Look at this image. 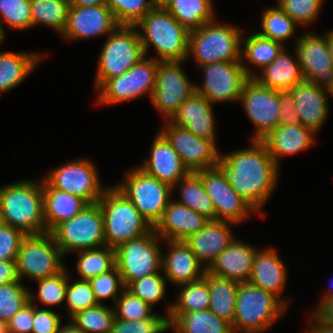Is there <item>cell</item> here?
<instances>
[{"label": "cell", "instance_id": "43", "mask_svg": "<svg viewBox=\"0 0 333 333\" xmlns=\"http://www.w3.org/2000/svg\"><path fill=\"white\" fill-rule=\"evenodd\" d=\"M71 320L83 333H111L115 314L113 306L98 304L77 313Z\"/></svg>", "mask_w": 333, "mask_h": 333}, {"label": "cell", "instance_id": "55", "mask_svg": "<svg viewBox=\"0 0 333 333\" xmlns=\"http://www.w3.org/2000/svg\"><path fill=\"white\" fill-rule=\"evenodd\" d=\"M279 124L278 126L301 124L299 113L296 111L294 94L291 90L279 91Z\"/></svg>", "mask_w": 333, "mask_h": 333}, {"label": "cell", "instance_id": "57", "mask_svg": "<svg viewBox=\"0 0 333 333\" xmlns=\"http://www.w3.org/2000/svg\"><path fill=\"white\" fill-rule=\"evenodd\" d=\"M312 313L321 322L333 326V299H319Z\"/></svg>", "mask_w": 333, "mask_h": 333}, {"label": "cell", "instance_id": "63", "mask_svg": "<svg viewBox=\"0 0 333 333\" xmlns=\"http://www.w3.org/2000/svg\"><path fill=\"white\" fill-rule=\"evenodd\" d=\"M327 38V44L329 47L331 59H332V65H333V29L326 30L324 33Z\"/></svg>", "mask_w": 333, "mask_h": 333}, {"label": "cell", "instance_id": "48", "mask_svg": "<svg viewBox=\"0 0 333 333\" xmlns=\"http://www.w3.org/2000/svg\"><path fill=\"white\" fill-rule=\"evenodd\" d=\"M277 5L300 27L312 26L320 17L324 0H276Z\"/></svg>", "mask_w": 333, "mask_h": 333}, {"label": "cell", "instance_id": "59", "mask_svg": "<svg viewBox=\"0 0 333 333\" xmlns=\"http://www.w3.org/2000/svg\"><path fill=\"white\" fill-rule=\"evenodd\" d=\"M308 318L310 326H308L303 333H333V326L321 322L313 313Z\"/></svg>", "mask_w": 333, "mask_h": 333}, {"label": "cell", "instance_id": "37", "mask_svg": "<svg viewBox=\"0 0 333 333\" xmlns=\"http://www.w3.org/2000/svg\"><path fill=\"white\" fill-rule=\"evenodd\" d=\"M178 287L176 302H169L167 305L166 313L169 315H181L199 310H209L210 304V291L207 279H201L185 283Z\"/></svg>", "mask_w": 333, "mask_h": 333}, {"label": "cell", "instance_id": "26", "mask_svg": "<svg viewBox=\"0 0 333 333\" xmlns=\"http://www.w3.org/2000/svg\"><path fill=\"white\" fill-rule=\"evenodd\" d=\"M213 106L204 96L195 92L181 104L170 121L200 138L212 140L217 145Z\"/></svg>", "mask_w": 333, "mask_h": 333}, {"label": "cell", "instance_id": "19", "mask_svg": "<svg viewBox=\"0 0 333 333\" xmlns=\"http://www.w3.org/2000/svg\"><path fill=\"white\" fill-rule=\"evenodd\" d=\"M205 187L209 197L212 199L216 221H225L238 225L251 216L258 214L251 205L237 194L227 182L224 174L218 167L199 170L196 172Z\"/></svg>", "mask_w": 333, "mask_h": 333}, {"label": "cell", "instance_id": "38", "mask_svg": "<svg viewBox=\"0 0 333 333\" xmlns=\"http://www.w3.org/2000/svg\"><path fill=\"white\" fill-rule=\"evenodd\" d=\"M166 10L189 31L218 18L214 0H174Z\"/></svg>", "mask_w": 333, "mask_h": 333}, {"label": "cell", "instance_id": "6", "mask_svg": "<svg viewBox=\"0 0 333 333\" xmlns=\"http://www.w3.org/2000/svg\"><path fill=\"white\" fill-rule=\"evenodd\" d=\"M98 202L103 215L105 246L116 249L154 229L113 184L105 189Z\"/></svg>", "mask_w": 333, "mask_h": 333}, {"label": "cell", "instance_id": "44", "mask_svg": "<svg viewBox=\"0 0 333 333\" xmlns=\"http://www.w3.org/2000/svg\"><path fill=\"white\" fill-rule=\"evenodd\" d=\"M68 271L66 313L69 320L77 313L98 305L91 284L87 280L74 279ZM72 277V278H71ZM73 280V281H72Z\"/></svg>", "mask_w": 333, "mask_h": 333}, {"label": "cell", "instance_id": "34", "mask_svg": "<svg viewBox=\"0 0 333 333\" xmlns=\"http://www.w3.org/2000/svg\"><path fill=\"white\" fill-rule=\"evenodd\" d=\"M168 322L174 333H234L230 323L210 310L169 315Z\"/></svg>", "mask_w": 333, "mask_h": 333}, {"label": "cell", "instance_id": "45", "mask_svg": "<svg viewBox=\"0 0 333 333\" xmlns=\"http://www.w3.org/2000/svg\"><path fill=\"white\" fill-rule=\"evenodd\" d=\"M0 24L4 32L5 25L14 31L32 29L30 0H0Z\"/></svg>", "mask_w": 333, "mask_h": 333}, {"label": "cell", "instance_id": "11", "mask_svg": "<svg viewBox=\"0 0 333 333\" xmlns=\"http://www.w3.org/2000/svg\"><path fill=\"white\" fill-rule=\"evenodd\" d=\"M64 257L50 232L26 235L16 259L19 280L32 282L60 273L66 267Z\"/></svg>", "mask_w": 333, "mask_h": 333}, {"label": "cell", "instance_id": "42", "mask_svg": "<svg viewBox=\"0 0 333 333\" xmlns=\"http://www.w3.org/2000/svg\"><path fill=\"white\" fill-rule=\"evenodd\" d=\"M261 13V29L257 33L263 37L278 41L284 46L295 37L299 25L293 21L277 4L264 7Z\"/></svg>", "mask_w": 333, "mask_h": 333}, {"label": "cell", "instance_id": "46", "mask_svg": "<svg viewBox=\"0 0 333 333\" xmlns=\"http://www.w3.org/2000/svg\"><path fill=\"white\" fill-rule=\"evenodd\" d=\"M167 284L168 280L160 270L156 274L132 281L126 289L153 308L155 304H159L162 299L166 298Z\"/></svg>", "mask_w": 333, "mask_h": 333}, {"label": "cell", "instance_id": "8", "mask_svg": "<svg viewBox=\"0 0 333 333\" xmlns=\"http://www.w3.org/2000/svg\"><path fill=\"white\" fill-rule=\"evenodd\" d=\"M125 178L113 185L123 193L134 207L154 227L173 199L172 186L148 175L138 166L126 171Z\"/></svg>", "mask_w": 333, "mask_h": 333}, {"label": "cell", "instance_id": "50", "mask_svg": "<svg viewBox=\"0 0 333 333\" xmlns=\"http://www.w3.org/2000/svg\"><path fill=\"white\" fill-rule=\"evenodd\" d=\"M115 318L134 321L151 318L153 308L126 288L113 305Z\"/></svg>", "mask_w": 333, "mask_h": 333}, {"label": "cell", "instance_id": "7", "mask_svg": "<svg viewBox=\"0 0 333 333\" xmlns=\"http://www.w3.org/2000/svg\"><path fill=\"white\" fill-rule=\"evenodd\" d=\"M144 56L136 27L119 25L106 37L100 50L93 82L94 92L108 79L122 75Z\"/></svg>", "mask_w": 333, "mask_h": 333}, {"label": "cell", "instance_id": "41", "mask_svg": "<svg viewBox=\"0 0 333 333\" xmlns=\"http://www.w3.org/2000/svg\"><path fill=\"white\" fill-rule=\"evenodd\" d=\"M33 282L36 285L38 284V289L37 292L31 291L33 289H29V299L32 304L36 307L40 306L38 304H42L45 305V309L52 310H54V306H57L58 309L64 307L62 303L65 302L68 285L67 266L60 273Z\"/></svg>", "mask_w": 333, "mask_h": 333}, {"label": "cell", "instance_id": "12", "mask_svg": "<svg viewBox=\"0 0 333 333\" xmlns=\"http://www.w3.org/2000/svg\"><path fill=\"white\" fill-rule=\"evenodd\" d=\"M97 165L89 157L69 160L42 177L52 188L78 196L88 204L97 203L109 184L101 182Z\"/></svg>", "mask_w": 333, "mask_h": 333}, {"label": "cell", "instance_id": "9", "mask_svg": "<svg viewBox=\"0 0 333 333\" xmlns=\"http://www.w3.org/2000/svg\"><path fill=\"white\" fill-rule=\"evenodd\" d=\"M50 233L64 256L105 246L99 202L86 205L76 216L62 221Z\"/></svg>", "mask_w": 333, "mask_h": 333}, {"label": "cell", "instance_id": "60", "mask_svg": "<svg viewBox=\"0 0 333 333\" xmlns=\"http://www.w3.org/2000/svg\"><path fill=\"white\" fill-rule=\"evenodd\" d=\"M70 6L89 7L106 5V0H70Z\"/></svg>", "mask_w": 333, "mask_h": 333}, {"label": "cell", "instance_id": "14", "mask_svg": "<svg viewBox=\"0 0 333 333\" xmlns=\"http://www.w3.org/2000/svg\"><path fill=\"white\" fill-rule=\"evenodd\" d=\"M184 63L186 61H158L155 88L150 102L164 117V121L171 120L181 104L196 92V83L184 71Z\"/></svg>", "mask_w": 333, "mask_h": 333}, {"label": "cell", "instance_id": "2", "mask_svg": "<svg viewBox=\"0 0 333 333\" xmlns=\"http://www.w3.org/2000/svg\"><path fill=\"white\" fill-rule=\"evenodd\" d=\"M0 207L4 224L26 235L46 232L43 178H25L0 186Z\"/></svg>", "mask_w": 333, "mask_h": 333}, {"label": "cell", "instance_id": "16", "mask_svg": "<svg viewBox=\"0 0 333 333\" xmlns=\"http://www.w3.org/2000/svg\"><path fill=\"white\" fill-rule=\"evenodd\" d=\"M240 104L253 125L250 140H262L279 124V91L259 84L249 78L240 95Z\"/></svg>", "mask_w": 333, "mask_h": 333}, {"label": "cell", "instance_id": "20", "mask_svg": "<svg viewBox=\"0 0 333 333\" xmlns=\"http://www.w3.org/2000/svg\"><path fill=\"white\" fill-rule=\"evenodd\" d=\"M118 26L113 12L106 5L70 6L67 25L60 37L66 41L107 37Z\"/></svg>", "mask_w": 333, "mask_h": 333}, {"label": "cell", "instance_id": "62", "mask_svg": "<svg viewBox=\"0 0 333 333\" xmlns=\"http://www.w3.org/2000/svg\"><path fill=\"white\" fill-rule=\"evenodd\" d=\"M174 0H152L153 7L157 9H167Z\"/></svg>", "mask_w": 333, "mask_h": 333}, {"label": "cell", "instance_id": "33", "mask_svg": "<svg viewBox=\"0 0 333 333\" xmlns=\"http://www.w3.org/2000/svg\"><path fill=\"white\" fill-rule=\"evenodd\" d=\"M88 203L70 193L52 188L43 179V209L46 232L76 216Z\"/></svg>", "mask_w": 333, "mask_h": 333}, {"label": "cell", "instance_id": "4", "mask_svg": "<svg viewBox=\"0 0 333 333\" xmlns=\"http://www.w3.org/2000/svg\"><path fill=\"white\" fill-rule=\"evenodd\" d=\"M244 31L235 24L221 23L219 19L206 22L189 33L187 62L191 57L197 67L216 62H241Z\"/></svg>", "mask_w": 333, "mask_h": 333}, {"label": "cell", "instance_id": "58", "mask_svg": "<svg viewBox=\"0 0 333 333\" xmlns=\"http://www.w3.org/2000/svg\"><path fill=\"white\" fill-rule=\"evenodd\" d=\"M21 282L17 273L16 260L0 261V285Z\"/></svg>", "mask_w": 333, "mask_h": 333}, {"label": "cell", "instance_id": "56", "mask_svg": "<svg viewBox=\"0 0 333 333\" xmlns=\"http://www.w3.org/2000/svg\"><path fill=\"white\" fill-rule=\"evenodd\" d=\"M34 304L29 302L8 322L10 333H32Z\"/></svg>", "mask_w": 333, "mask_h": 333}, {"label": "cell", "instance_id": "18", "mask_svg": "<svg viewBox=\"0 0 333 333\" xmlns=\"http://www.w3.org/2000/svg\"><path fill=\"white\" fill-rule=\"evenodd\" d=\"M309 31L295 38L301 73L304 80L329 92L333 88V65L327 38L325 34Z\"/></svg>", "mask_w": 333, "mask_h": 333}, {"label": "cell", "instance_id": "54", "mask_svg": "<svg viewBox=\"0 0 333 333\" xmlns=\"http://www.w3.org/2000/svg\"><path fill=\"white\" fill-rule=\"evenodd\" d=\"M61 318V312L34 305L32 333H57Z\"/></svg>", "mask_w": 333, "mask_h": 333}, {"label": "cell", "instance_id": "53", "mask_svg": "<svg viewBox=\"0 0 333 333\" xmlns=\"http://www.w3.org/2000/svg\"><path fill=\"white\" fill-rule=\"evenodd\" d=\"M26 236L22 231L3 224L0 227V261L16 260L22 239Z\"/></svg>", "mask_w": 333, "mask_h": 333}, {"label": "cell", "instance_id": "29", "mask_svg": "<svg viewBox=\"0 0 333 333\" xmlns=\"http://www.w3.org/2000/svg\"><path fill=\"white\" fill-rule=\"evenodd\" d=\"M316 133L302 124L277 126L262 139L269 155L280 167L283 157L306 151L315 144Z\"/></svg>", "mask_w": 333, "mask_h": 333}, {"label": "cell", "instance_id": "49", "mask_svg": "<svg viewBox=\"0 0 333 333\" xmlns=\"http://www.w3.org/2000/svg\"><path fill=\"white\" fill-rule=\"evenodd\" d=\"M119 25L135 26L150 10L152 0H106Z\"/></svg>", "mask_w": 333, "mask_h": 333}, {"label": "cell", "instance_id": "13", "mask_svg": "<svg viewBox=\"0 0 333 333\" xmlns=\"http://www.w3.org/2000/svg\"><path fill=\"white\" fill-rule=\"evenodd\" d=\"M162 242L164 240L153 229L115 249L116 267L120 271L125 288L132 281L162 270Z\"/></svg>", "mask_w": 333, "mask_h": 333}, {"label": "cell", "instance_id": "3", "mask_svg": "<svg viewBox=\"0 0 333 333\" xmlns=\"http://www.w3.org/2000/svg\"><path fill=\"white\" fill-rule=\"evenodd\" d=\"M135 27L145 56L159 62L187 61L190 31L166 9L153 8ZM151 47L155 56L148 55Z\"/></svg>", "mask_w": 333, "mask_h": 333}, {"label": "cell", "instance_id": "66", "mask_svg": "<svg viewBox=\"0 0 333 333\" xmlns=\"http://www.w3.org/2000/svg\"><path fill=\"white\" fill-rule=\"evenodd\" d=\"M5 37H6V34L3 31L2 26L0 24V45H2L3 41L6 39Z\"/></svg>", "mask_w": 333, "mask_h": 333}, {"label": "cell", "instance_id": "24", "mask_svg": "<svg viewBox=\"0 0 333 333\" xmlns=\"http://www.w3.org/2000/svg\"><path fill=\"white\" fill-rule=\"evenodd\" d=\"M234 225L225 221H208L203 229L185 240L206 270L237 237L233 233Z\"/></svg>", "mask_w": 333, "mask_h": 333}, {"label": "cell", "instance_id": "67", "mask_svg": "<svg viewBox=\"0 0 333 333\" xmlns=\"http://www.w3.org/2000/svg\"><path fill=\"white\" fill-rule=\"evenodd\" d=\"M4 224L3 217H2V211L0 207V227Z\"/></svg>", "mask_w": 333, "mask_h": 333}, {"label": "cell", "instance_id": "28", "mask_svg": "<svg viewBox=\"0 0 333 333\" xmlns=\"http://www.w3.org/2000/svg\"><path fill=\"white\" fill-rule=\"evenodd\" d=\"M208 219L174 200L169 202L162 218L154 226L155 232L165 241H185L208 223Z\"/></svg>", "mask_w": 333, "mask_h": 333}, {"label": "cell", "instance_id": "17", "mask_svg": "<svg viewBox=\"0 0 333 333\" xmlns=\"http://www.w3.org/2000/svg\"><path fill=\"white\" fill-rule=\"evenodd\" d=\"M160 132L171 143L189 172L217 167L221 151L212 140L200 138L170 120L165 121Z\"/></svg>", "mask_w": 333, "mask_h": 333}, {"label": "cell", "instance_id": "15", "mask_svg": "<svg viewBox=\"0 0 333 333\" xmlns=\"http://www.w3.org/2000/svg\"><path fill=\"white\" fill-rule=\"evenodd\" d=\"M203 82L195 84V91L212 104L239 102L249 77L241 62H216L199 66Z\"/></svg>", "mask_w": 333, "mask_h": 333}, {"label": "cell", "instance_id": "65", "mask_svg": "<svg viewBox=\"0 0 333 333\" xmlns=\"http://www.w3.org/2000/svg\"><path fill=\"white\" fill-rule=\"evenodd\" d=\"M0 333H10L8 322L0 321Z\"/></svg>", "mask_w": 333, "mask_h": 333}, {"label": "cell", "instance_id": "32", "mask_svg": "<svg viewBox=\"0 0 333 333\" xmlns=\"http://www.w3.org/2000/svg\"><path fill=\"white\" fill-rule=\"evenodd\" d=\"M246 33L241 38V64L249 78H253L256 73L250 68L253 66L262 70L278 56L285 47L282 43L263 37L256 31L245 30ZM249 64V65H248Z\"/></svg>", "mask_w": 333, "mask_h": 333}, {"label": "cell", "instance_id": "21", "mask_svg": "<svg viewBox=\"0 0 333 333\" xmlns=\"http://www.w3.org/2000/svg\"><path fill=\"white\" fill-rule=\"evenodd\" d=\"M286 267L278 249L271 245L258 248L248 282L274 294L289 308L292 300L282 296L284 288L287 286Z\"/></svg>", "mask_w": 333, "mask_h": 333}, {"label": "cell", "instance_id": "5", "mask_svg": "<svg viewBox=\"0 0 333 333\" xmlns=\"http://www.w3.org/2000/svg\"><path fill=\"white\" fill-rule=\"evenodd\" d=\"M288 307L274 294L249 282H239L234 333H264L286 315Z\"/></svg>", "mask_w": 333, "mask_h": 333}, {"label": "cell", "instance_id": "30", "mask_svg": "<svg viewBox=\"0 0 333 333\" xmlns=\"http://www.w3.org/2000/svg\"><path fill=\"white\" fill-rule=\"evenodd\" d=\"M293 50L292 56L291 52L284 47L272 63L258 71L259 74H256L253 79L276 91L291 90L304 80L294 47Z\"/></svg>", "mask_w": 333, "mask_h": 333}, {"label": "cell", "instance_id": "23", "mask_svg": "<svg viewBox=\"0 0 333 333\" xmlns=\"http://www.w3.org/2000/svg\"><path fill=\"white\" fill-rule=\"evenodd\" d=\"M150 146L149 157L137 165L145 173L172 187L189 173L178 153L160 131L153 137Z\"/></svg>", "mask_w": 333, "mask_h": 333}, {"label": "cell", "instance_id": "22", "mask_svg": "<svg viewBox=\"0 0 333 333\" xmlns=\"http://www.w3.org/2000/svg\"><path fill=\"white\" fill-rule=\"evenodd\" d=\"M163 244L168 249L162 252V272L168 283L176 287L204 277L207 270L185 241L165 240Z\"/></svg>", "mask_w": 333, "mask_h": 333}, {"label": "cell", "instance_id": "51", "mask_svg": "<svg viewBox=\"0 0 333 333\" xmlns=\"http://www.w3.org/2000/svg\"><path fill=\"white\" fill-rule=\"evenodd\" d=\"M89 282L98 304H105L103 301L110 300L114 305L125 289L120 271L116 266L112 270L90 279Z\"/></svg>", "mask_w": 333, "mask_h": 333}, {"label": "cell", "instance_id": "64", "mask_svg": "<svg viewBox=\"0 0 333 333\" xmlns=\"http://www.w3.org/2000/svg\"><path fill=\"white\" fill-rule=\"evenodd\" d=\"M319 299H333V286H330L326 291L324 290Z\"/></svg>", "mask_w": 333, "mask_h": 333}, {"label": "cell", "instance_id": "68", "mask_svg": "<svg viewBox=\"0 0 333 333\" xmlns=\"http://www.w3.org/2000/svg\"><path fill=\"white\" fill-rule=\"evenodd\" d=\"M330 97H333V88L329 91Z\"/></svg>", "mask_w": 333, "mask_h": 333}, {"label": "cell", "instance_id": "1", "mask_svg": "<svg viewBox=\"0 0 333 333\" xmlns=\"http://www.w3.org/2000/svg\"><path fill=\"white\" fill-rule=\"evenodd\" d=\"M249 147L220 153L217 167L234 191L264 219L262 211L278 186L280 167L269 155L262 140H251Z\"/></svg>", "mask_w": 333, "mask_h": 333}, {"label": "cell", "instance_id": "10", "mask_svg": "<svg viewBox=\"0 0 333 333\" xmlns=\"http://www.w3.org/2000/svg\"><path fill=\"white\" fill-rule=\"evenodd\" d=\"M158 61L144 56L120 76L108 79L97 91V106H113L153 94Z\"/></svg>", "mask_w": 333, "mask_h": 333}, {"label": "cell", "instance_id": "61", "mask_svg": "<svg viewBox=\"0 0 333 333\" xmlns=\"http://www.w3.org/2000/svg\"><path fill=\"white\" fill-rule=\"evenodd\" d=\"M57 333H83L70 319V321L64 323H61L59 326V329Z\"/></svg>", "mask_w": 333, "mask_h": 333}, {"label": "cell", "instance_id": "27", "mask_svg": "<svg viewBox=\"0 0 333 333\" xmlns=\"http://www.w3.org/2000/svg\"><path fill=\"white\" fill-rule=\"evenodd\" d=\"M258 247L238 237L222 251L207 269V272L237 282H248Z\"/></svg>", "mask_w": 333, "mask_h": 333}, {"label": "cell", "instance_id": "31", "mask_svg": "<svg viewBox=\"0 0 333 333\" xmlns=\"http://www.w3.org/2000/svg\"><path fill=\"white\" fill-rule=\"evenodd\" d=\"M29 52V53H28ZM24 51L0 52V95L20 86L44 61L46 53Z\"/></svg>", "mask_w": 333, "mask_h": 333}, {"label": "cell", "instance_id": "47", "mask_svg": "<svg viewBox=\"0 0 333 333\" xmlns=\"http://www.w3.org/2000/svg\"><path fill=\"white\" fill-rule=\"evenodd\" d=\"M29 289L22 282L0 285V321L9 322L30 302Z\"/></svg>", "mask_w": 333, "mask_h": 333}, {"label": "cell", "instance_id": "40", "mask_svg": "<svg viewBox=\"0 0 333 333\" xmlns=\"http://www.w3.org/2000/svg\"><path fill=\"white\" fill-rule=\"evenodd\" d=\"M77 261L75 269L76 279L87 280L106 273L116 266V253L114 248L102 246L99 248L81 250L76 252Z\"/></svg>", "mask_w": 333, "mask_h": 333}, {"label": "cell", "instance_id": "39", "mask_svg": "<svg viewBox=\"0 0 333 333\" xmlns=\"http://www.w3.org/2000/svg\"><path fill=\"white\" fill-rule=\"evenodd\" d=\"M70 4V0H30L33 28L42 24L61 36L67 25Z\"/></svg>", "mask_w": 333, "mask_h": 333}, {"label": "cell", "instance_id": "25", "mask_svg": "<svg viewBox=\"0 0 333 333\" xmlns=\"http://www.w3.org/2000/svg\"><path fill=\"white\" fill-rule=\"evenodd\" d=\"M301 124L317 135L326 123L330 111L329 92L312 81L303 80L291 89Z\"/></svg>", "mask_w": 333, "mask_h": 333}, {"label": "cell", "instance_id": "36", "mask_svg": "<svg viewBox=\"0 0 333 333\" xmlns=\"http://www.w3.org/2000/svg\"><path fill=\"white\" fill-rule=\"evenodd\" d=\"M210 291L209 310L233 325L239 282L212 275L206 271Z\"/></svg>", "mask_w": 333, "mask_h": 333}, {"label": "cell", "instance_id": "35", "mask_svg": "<svg viewBox=\"0 0 333 333\" xmlns=\"http://www.w3.org/2000/svg\"><path fill=\"white\" fill-rule=\"evenodd\" d=\"M178 190L176 202L185 205L204 216L209 221H216V211L212 199L207 194L200 176L196 172H189L172 187Z\"/></svg>", "mask_w": 333, "mask_h": 333}, {"label": "cell", "instance_id": "52", "mask_svg": "<svg viewBox=\"0 0 333 333\" xmlns=\"http://www.w3.org/2000/svg\"><path fill=\"white\" fill-rule=\"evenodd\" d=\"M155 314L148 319L122 320L115 318L111 333H165L169 331L168 317L164 314Z\"/></svg>", "mask_w": 333, "mask_h": 333}]
</instances>
